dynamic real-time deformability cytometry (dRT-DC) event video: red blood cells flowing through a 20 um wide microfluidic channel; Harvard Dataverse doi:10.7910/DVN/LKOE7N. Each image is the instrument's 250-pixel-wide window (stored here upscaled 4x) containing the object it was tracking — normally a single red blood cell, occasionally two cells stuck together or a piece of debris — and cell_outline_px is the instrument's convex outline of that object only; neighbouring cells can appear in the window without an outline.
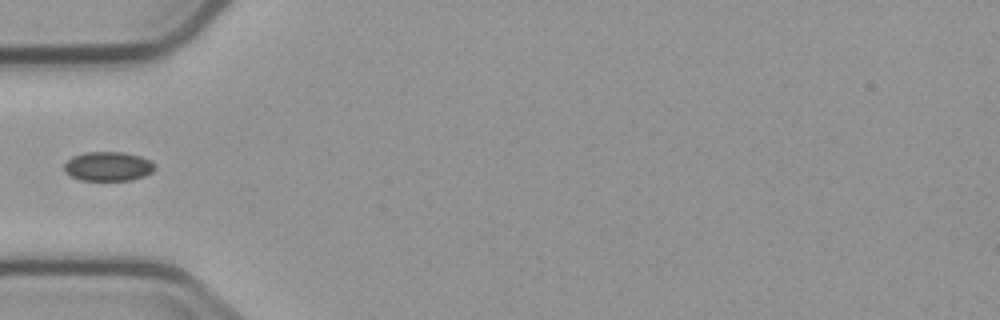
{"species": "common noctule bat (a hibernating species)", "species_latin": "Nyctalus noctula", "temperature_condition": "cold", "stored_images_in_passage": 5, "camera_frame_rate_fps": 3000, "um_per_image_px": 0.085, "animal": {"sex": "male", "body_mass_g": 23.1, "forearm_length_mm": 52.7}, "frame": {"image": 1, "passage_image": 4, "time_ms": 3.667, "image_size_px": [1000, 320], "cell_outline_px": [[156, 168], [152, 172], [144, 176], [128, 180], [80, 180], [64, 172], [64, 164], [72, 156], [84, 152], [124, 152], [140, 156], [156, 164]], "centroid_in_image_um": [9.18, 14.13], "position_along_channel_um": 75.8, "area_um2": 15.49}}
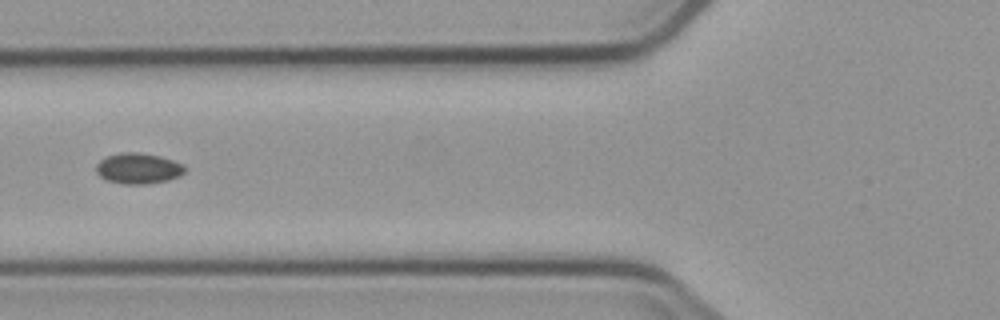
{"frame": {"image": 2, "passage_image": 5, "time_ms": 4.667, "image_size_px": [1000, 320], "cell_outline_px": [[184, 172], [180, 176], [168, 180], [144, 184], [124, 184], [108, 180], [100, 176], [96, 172], [96, 164], [100, 160], [108, 156], [120, 152], [136, 152], [160, 156], [184, 164]], "centroid_in_image_um": [11.75, 14.31], "position_along_channel_um": 114.0, "area_um2": 15.78}}